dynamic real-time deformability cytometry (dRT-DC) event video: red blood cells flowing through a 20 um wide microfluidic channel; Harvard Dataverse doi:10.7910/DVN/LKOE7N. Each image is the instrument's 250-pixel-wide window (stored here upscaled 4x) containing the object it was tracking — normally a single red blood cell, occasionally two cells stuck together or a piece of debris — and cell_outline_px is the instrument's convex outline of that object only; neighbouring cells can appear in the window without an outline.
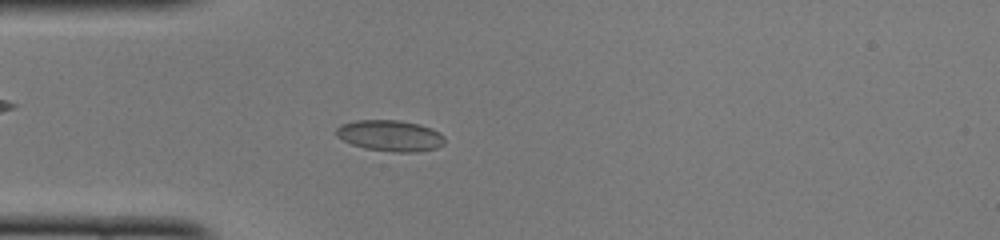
{"species": "common noctule bat (a hibernating species)", "species_latin": "Nyctalus noctula", "temperature_condition": "cold", "stored_images_in_passage": 50, "camera_frame_rate_fps": 3000, "um_per_image_px": 0.085, "animal": {"sex": "female", "body_mass_g": 22.0, "forearm_length_mm": 56.7}, "frame": {"image": 1, "passage_image": 14, "time_ms": 4.333, "image_size_px": [1000, 240], "cell_outline_px": [[444, 144], [436, 148], [416, 152], [396, 152], [364, 148], [352, 144], [336, 136], [336, 128], [340, 124], [356, 120], [400, 120], [420, 124], [432, 128], [440, 132], [444, 136]], "centroid_in_image_um": [33.18, 11.52], "position_along_channel_um": 51.8, "area_um2": 19.77}}
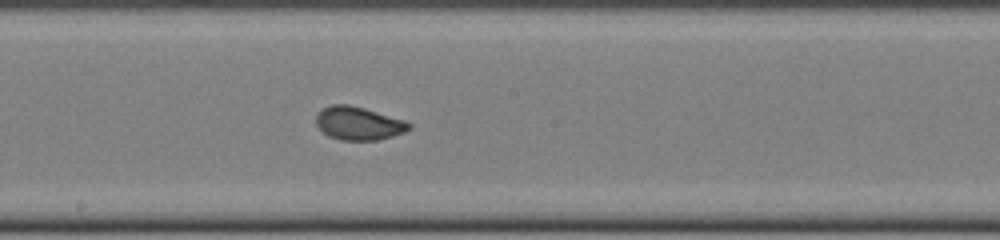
{"frame": {"image": 2, "passage_image": 27, "time_ms": 8.667, "image_size_px": [1000, 240], "cell_outline_px": [[412, 128], [404, 132], [392, 136], [376, 140], [340, 140], [328, 136], [316, 124], [316, 116], [320, 108], [332, 104], [348, 104], [364, 108], [404, 120], [412, 124]], "centroid_in_image_um": [30.46, 10.48], "position_along_channel_um": 217.7, "area_um2": 18.03}}
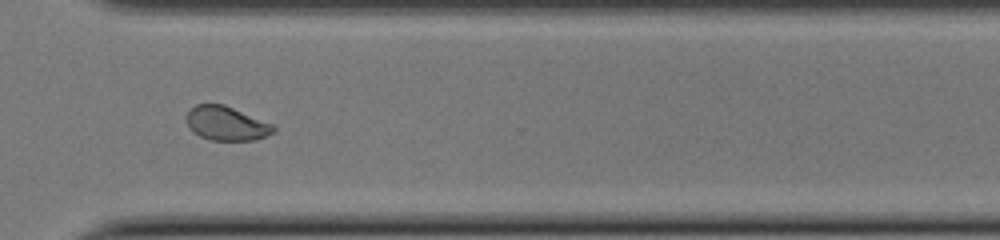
{"frame": {"image": 3, "passage_image": 37, "time_ms": 12.0, "image_size_px": [1000, 240], "cell_outline_px": [[276, 128], [272, 132], [256, 140], [208, 140], [192, 132], [188, 128], [188, 112], [196, 104], [224, 104], [272, 124]], "centroid_in_image_um": [19.22, 10.5], "position_along_channel_um": 351.4, "area_um2": 17.05}, "authors_computed_cell_mechanics": {"area_um2": 18.3515, "velocity_mm_per_s": 3.9863, "shape_relaxation_time_tau1_ms": 6.1986, "shape_relaxation_time_tau2_ms": null, "deformation_change_tau1": 0.1446, "deformation_change_tau2": null}}